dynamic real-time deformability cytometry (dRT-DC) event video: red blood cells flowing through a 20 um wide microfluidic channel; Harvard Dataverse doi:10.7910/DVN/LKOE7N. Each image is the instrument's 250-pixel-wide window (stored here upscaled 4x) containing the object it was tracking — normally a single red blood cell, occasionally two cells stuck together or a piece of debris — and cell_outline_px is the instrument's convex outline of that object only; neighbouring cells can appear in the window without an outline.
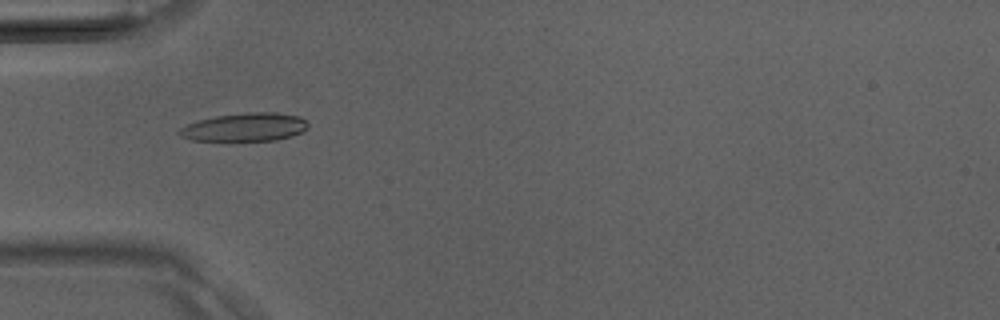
{"species": "Egyptian fruit bat (a non-hibernating species)", "species_latin": "Rousettus aegyptiacus", "temperature_condition": "room temperature", "stored_images_in_passage": 29, "camera_frame_rate_fps": 3000, "um_per_image_px": 0.085, "animal": {"sex": "male"}, "frame": {"image": 1, "passage_image": 5, "time_ms": 1.333, "image_size_px": [1000, 320], "cell_outline_px": [[308, 128], [292, 136], [276, 140], [232, 144], [192, 140], [180, 136], [176, 132], [180, 128], [188, 124], [200, 120], [216, 116], [252, 112], [276, 112], [296, 116], [304, 120], [308, 124]], "centroid_in_image_um": [20.75, 10.87], "position_along_channel_um": 64.2, "area_um2": 22.08}}
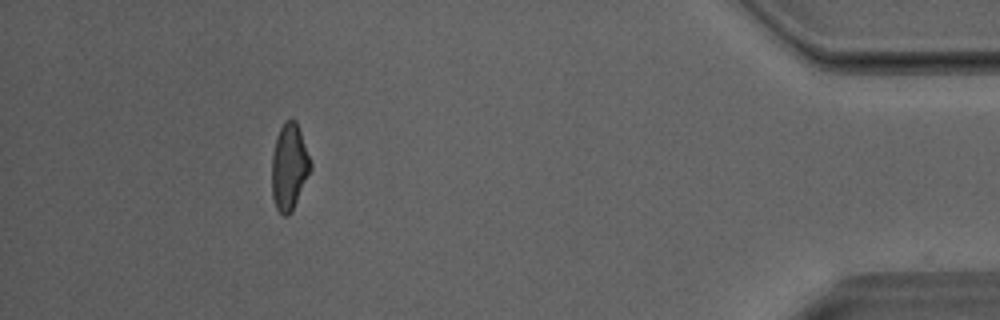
{"frame": {"image": 2, "passage_image": 28, "time_ms": 9.0, "image_size_px": [1000, 320], "cell_outline_px": [[312, 168], [292, 212], [288, 216], [284, 216], [276, 208], [272, 196], [272, 156], [276, 136], [284, 120], [292, 116], [296, 120], [312, 164]], "centroid_in_image_um": [24.58, 14.16], "position_along_channel_um": 410.6, "area_um2": 19.71}}